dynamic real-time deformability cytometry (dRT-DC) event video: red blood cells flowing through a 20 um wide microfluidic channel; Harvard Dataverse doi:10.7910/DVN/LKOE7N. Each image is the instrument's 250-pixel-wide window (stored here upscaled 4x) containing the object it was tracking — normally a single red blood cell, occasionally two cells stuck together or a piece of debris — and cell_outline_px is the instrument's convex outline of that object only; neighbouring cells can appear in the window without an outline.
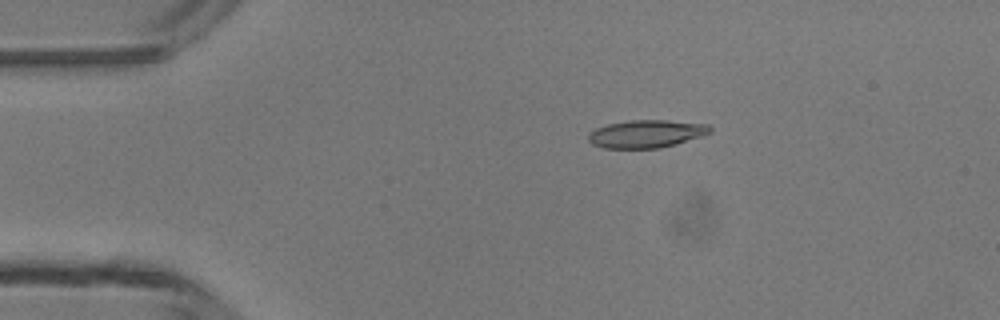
{"species": "common noctule bat (a hibernating species)", "species_latin": "Nyctalus noctula", "temperature_condition": "room temperature", "stored_images_in_passage": 4, "camera_frame_rate_fps": 3000, "um_per_image_px": 0.085, "animal": {"sex": "male", "body_mass_g": 13.3}, "frame": {"image": 1, "passage_image": 2, "time_ms": 1.333, "image_size_px": [1000, 320], "cell_outline_px": [[712, 132], [700, 136], [672, 144], [656, 148], [604, 148], [592, 144], [588, 140], [588, 136], [596, 128], [608, 124], [632, 120], [664, 120], [708, 124], [712, 128]], "centroid_in_image_um": [54.92, 11.36], "position_along_channel_um": 30.1, "area_um2": 19.31}}
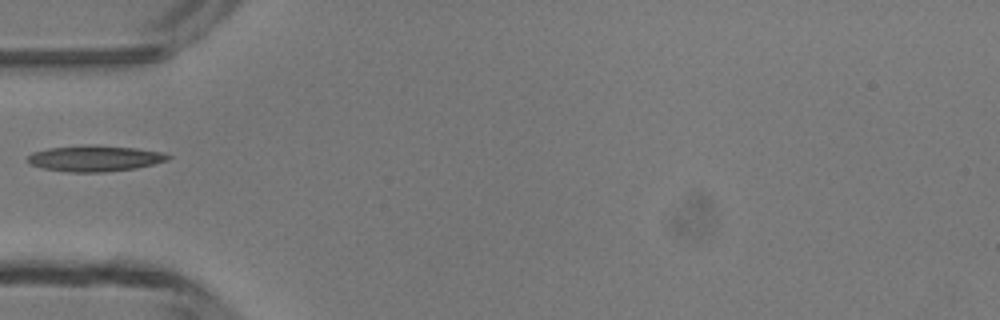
{"frame": {"image": 2, "passage_image": 4, "time_ms": 3.667, "image_size_px": [1000, 320], "cell_outline_px": [[172, 156], [168, 160], [136, 168], [104, 172], [68, 172], [44, 168], [32, 164], [28, 160], [28, 156], [32, 152], [48, 148], [136, 148], [164, 152]], "centroid_in_image_um": [8.11, 13.51], "position_along_channel_um": 76.9, "area_um2": 19.94}}